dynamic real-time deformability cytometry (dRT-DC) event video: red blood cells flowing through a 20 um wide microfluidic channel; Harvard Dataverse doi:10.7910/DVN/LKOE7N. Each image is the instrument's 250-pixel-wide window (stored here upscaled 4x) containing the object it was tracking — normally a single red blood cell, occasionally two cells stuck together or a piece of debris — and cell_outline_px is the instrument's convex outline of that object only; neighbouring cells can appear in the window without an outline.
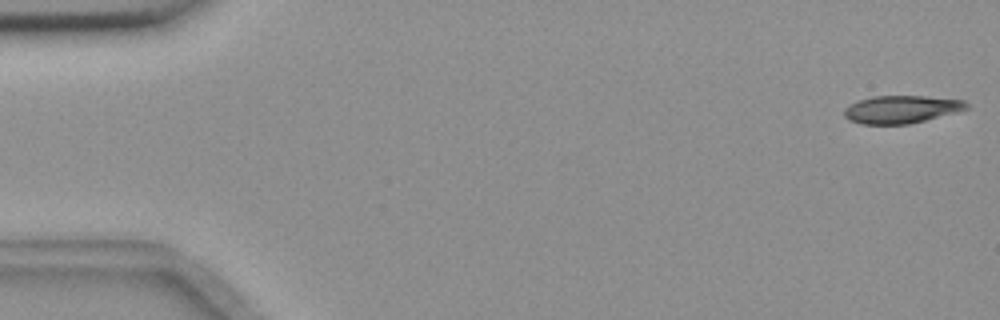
{"species": "common noctule bat (a hibernating species)", "species_latin": "Nyctalus noctula", "temperature_condition": "room temperature", "stored_images_in_passage": 55, "camera_frame_rate_fps": 3000, "um_per_image_px": 0.085, "animal": {"sex": "female", "body_mass_g": 18.4}, "frame": {"image": 1, "passage_image": 1, "time_ms": 0.0, "image_size_px": [1000, 320], "cell_outline_px": [[968, 108], [960, 112], [908, 124], [860, 124], [848, 120], [844, 116], [844, 108], [848, 104], [856, 100], [872, 96], [924, 96], [964, 100], [968, 104]], "centroid_in_image_um": [76.59, 9.29], "position_along_channel_um": 8.4, "area_um2": 20.06}}
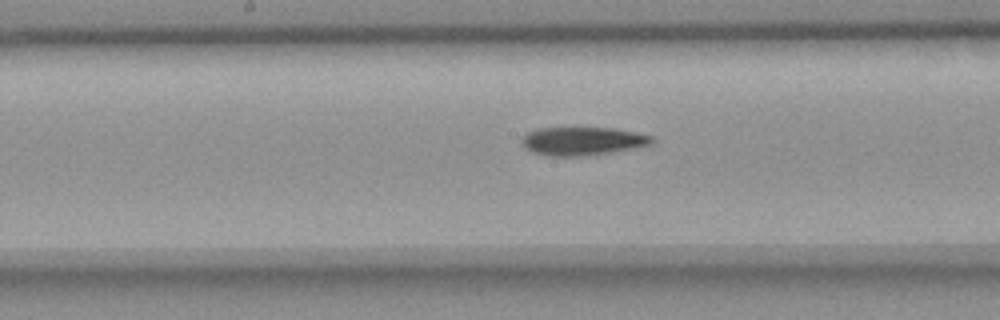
{"frame": {"image": 2, "passage_image": 28, "time_ms": 9.0, "image_size_px": [1000, 320], "cell_outline_px": [[656, 140], [652, 144], [612, 152], [584, 156], [548, 156], [532, 152], [524, 148], [520, 140], [528, 132], [540, 128], [612, 128], [652, 136]], "centroid_in_image_um": [49.49, 12.0], "position_along_channel_um": 198.7, "area_um2": 21.39}}
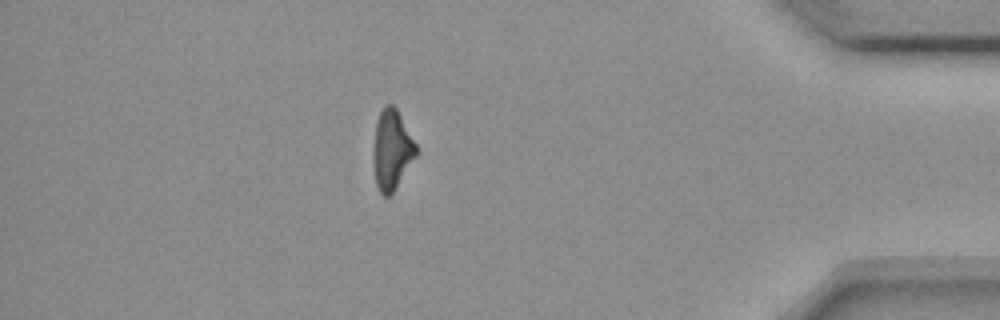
{"frame": {"image": 3, "passage_image": 48, "time_ms": 15.667, "image_size_px": [1000, 320], "cell_outline_px": [[416, 156], [392, 192], [388, 196], [384, 196], [380, 192], [376, 184], [372, 160], [372, 152], [376, 120], [384, 104], [392, 104], [396, 108], [416, 144]], "centroid_in_image_um": [33.26, 12.7], "position_along_channel_um": 401.9, "area_um2": 19.77}, "authors_computed_cell_mechanics": {"area_um2": 21.0392, "velocity_mm_per_s": 3.6777, "shape_relaxation_time_tau1_ms": 6.67, "shape_relaxation_time_tau2_ms": null, "deformation_change_tau1": 0.186, "deformation_change_tau2": null}}